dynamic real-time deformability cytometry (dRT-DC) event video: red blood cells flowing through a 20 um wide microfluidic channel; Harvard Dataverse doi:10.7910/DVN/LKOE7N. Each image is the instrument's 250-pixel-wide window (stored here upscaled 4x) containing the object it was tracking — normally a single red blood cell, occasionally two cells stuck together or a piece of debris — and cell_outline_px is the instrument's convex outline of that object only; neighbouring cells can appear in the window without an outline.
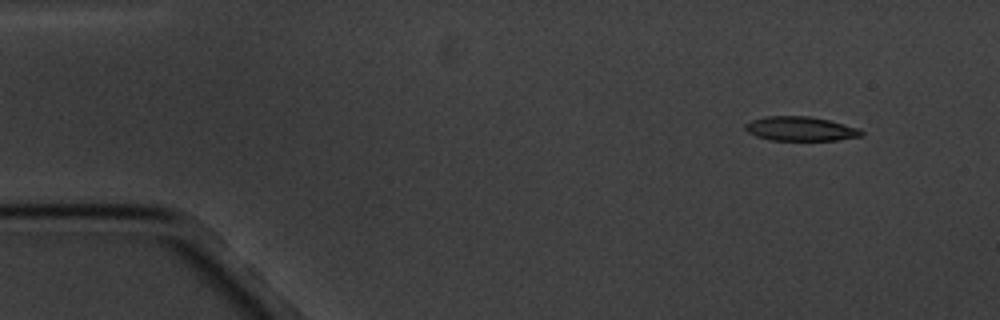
{"species": "common noctule bat (a hibernating species)", "species_latin": "Nyctalus noctula", "temperature_condition": "cold", "stored_images_in_passage": 8, "camera_frame_rate_fps": 3000, "um_per_image_px": 0.085, "animal": {"sex": "male", "body_mass_g": 20.1, "forearm_length_mm": 53.5}, "frame": {"image": 1, "passage_image": 1, "time_ms": 0.0, "image_size_px": [1000, 320], "cell_outline_px": [[864, 136], [836, 140], [772, 140], [756, 136], [748, 132], [744, 128], [744, 124], [752, 120], [764, 116], [808, 116], [828, 120], [844, 124], [856, 128], [864, 132]], "centroid_in_image_um": [68.02, 10.94], "position_along_channel_um": 17.0, "area_um2": 16.36}}
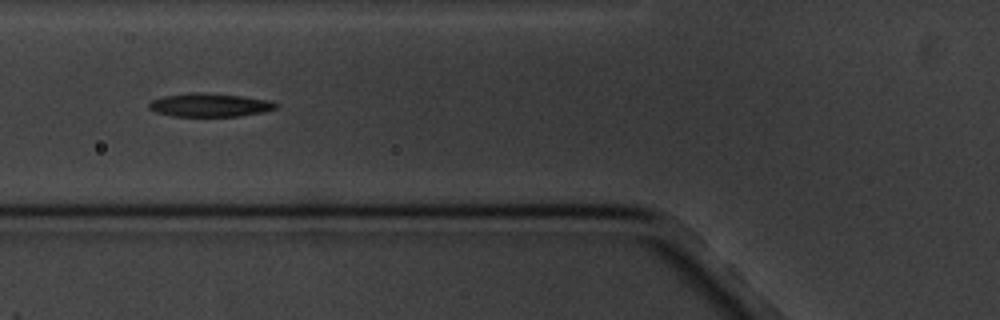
{"frame": {"image": 2, "passage_image": 5, "time_ms": 5.333, "image_size_px": [1000, 320], "cell_outline_px": [[276, 108], [264, 112], [240, 116], [172, 116], [156, 112], [148, 108], [148, 104], [152, 100], [164, 96], [192, 92], [196, 92], [244, 96], [268, 100], [276, 104]], "centroid_in_image_um": [17.8, 8.93], "position_along_channel_um": 108.0, "area_um2": 17.22}}
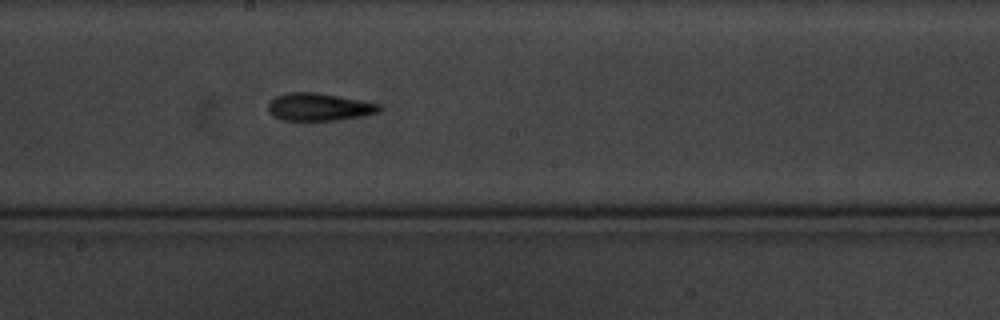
{"frame": {"image": 3, "passage_image": 8, "time_ms": 8.667, "image_size_px": [1000, 320], "cell_outline_px": [[380, 112], [360, 116], [336, 120], [280, 120], [272, 116], [268, 112], [268, 104], [276, 96], [288, 92], [316, 92], [360, 100], [380, 104]], "centroid_in_image_um": [27.07, 9.09], "position_along_channel_um": 221.1, "area_um2": 17.8}}